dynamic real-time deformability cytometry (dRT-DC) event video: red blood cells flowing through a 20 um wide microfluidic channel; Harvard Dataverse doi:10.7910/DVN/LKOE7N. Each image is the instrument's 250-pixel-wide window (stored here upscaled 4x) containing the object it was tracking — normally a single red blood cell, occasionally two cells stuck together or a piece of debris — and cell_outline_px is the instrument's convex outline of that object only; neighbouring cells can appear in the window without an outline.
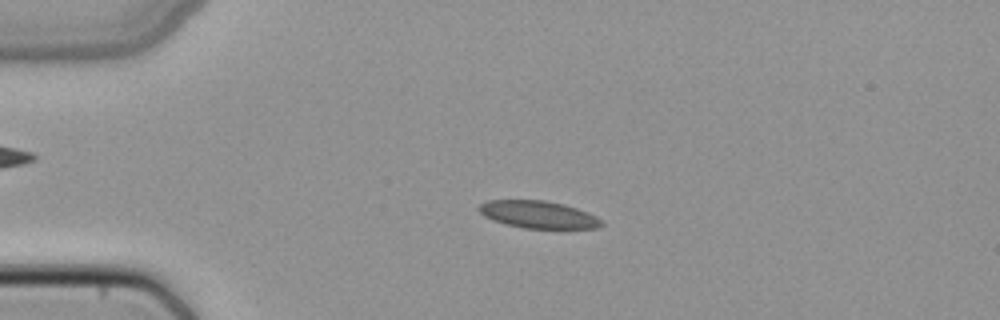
{"species": "common noctule bat (a hibernating species)", "species_latin": "Nyctalus noctula", "temperature_condition": "cold", "stored_images_in_passage": 50, "camera_frame_rate_fps": 3000, "um_per_image_px": 0.085, "animal": {"sex": "female", "body_mass_g": 22.7, "forearm_length_mm": 54.2}, "frame": {"image": 1, "passage_image": 12, "time_ms": 3.667, "image_size_px": [1000, 320], "cell_outline_px": [[604, 224], [596, 228], [524, 228], [492, 220], [484, 216], [476, 208], [480, 204], [488, 200], [544, 200], [564, 204], [588, 212], [604, 220]], "centroid_in_image_um": [45.76, 18.23], "position_along_channel_um": 39.2, "area_um2": 19.54}}
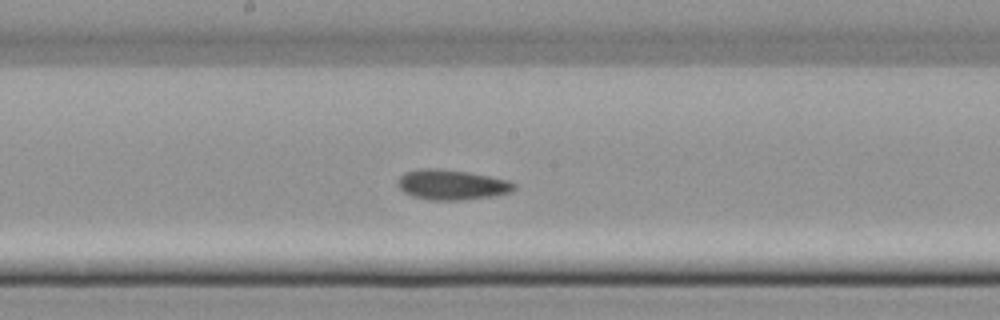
{"frame": {"image": 2, "passage_image": 27, "time_ms": 8.667, "image_size_px": [1000, 320], "cell_outline_px": [[516, 188], [512, 192], [496, 196], [464, 200], [428, 200], [412, 196], [404, 192], [396, 184], [396, 180], [404, 172], [420, 168], [440, 168], [468, 172], [508, 180], [516, 184]], "centroid_in_image_um": [38.39, 15.7], "position_along_channel_um": 209.8, "area_um2": 20.81}}
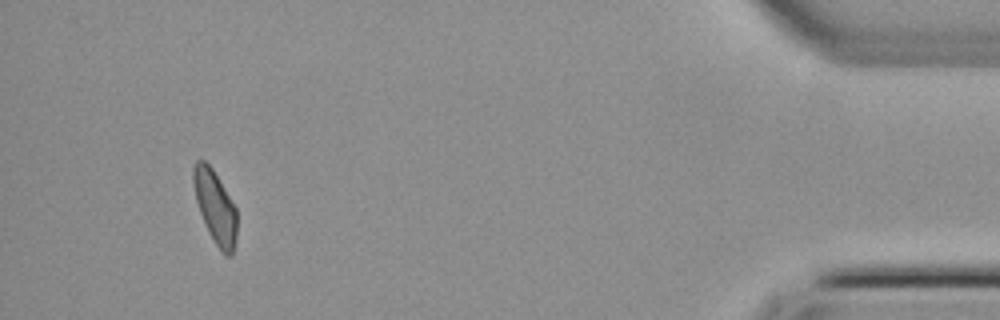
{"frame": {"image": 3, "passage_image": 47, "time_ms": 15.333, "image_size_px": [1000, 320], "cell_outline_px": [[236, 240], [232, 256], [224, 256], [220, 252], [204, 224], [196, 200], [192, 180], [192, 168], [196, 160], [204, 160], [212, 168], [236, 208]], "centroid_in_image_um": [18.28, 17.62], "position_along_channel_um": 416.9, "area_um2": 18.5}}